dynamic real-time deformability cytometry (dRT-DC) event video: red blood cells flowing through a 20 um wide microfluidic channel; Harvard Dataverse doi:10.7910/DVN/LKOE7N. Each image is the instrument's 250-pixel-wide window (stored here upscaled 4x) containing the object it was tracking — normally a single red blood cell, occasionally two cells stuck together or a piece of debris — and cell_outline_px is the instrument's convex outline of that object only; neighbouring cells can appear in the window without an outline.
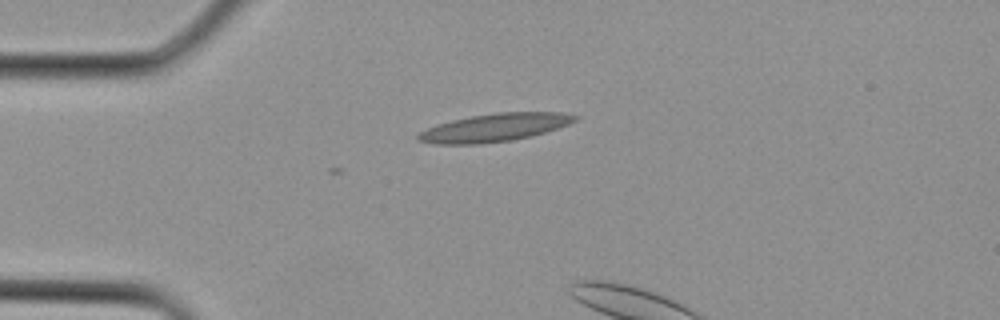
{"species": "Egyptian fruit bat (a non-hibernating species)", "species_latin": "Rousettus aegyptiacus", "temperature_condition": "cold", "stored_images_in_passage": 1, "camera_frame_rate_fps": 3000, "um_per_image_px": 0.085, "animal": {"sex": "female"}, "frame": {"image": 1, "passage_image": 1, "time_ms": 0.0, "image_size_px": [1000, 320], "cell_outline_px": [[580, 116], [576, 120], [568, 124], [532, 136], [512, 140], [480, 144], [432, 144], [416, 140], [416, 136], [420, 132], [436, 124], [452, 120], [472, 116], [496, 112], [564, 112]], "centroid_in_image_um": [42.02, 10.84], "position_along_channel_um": 43.0, "area_um2": 25.61}}